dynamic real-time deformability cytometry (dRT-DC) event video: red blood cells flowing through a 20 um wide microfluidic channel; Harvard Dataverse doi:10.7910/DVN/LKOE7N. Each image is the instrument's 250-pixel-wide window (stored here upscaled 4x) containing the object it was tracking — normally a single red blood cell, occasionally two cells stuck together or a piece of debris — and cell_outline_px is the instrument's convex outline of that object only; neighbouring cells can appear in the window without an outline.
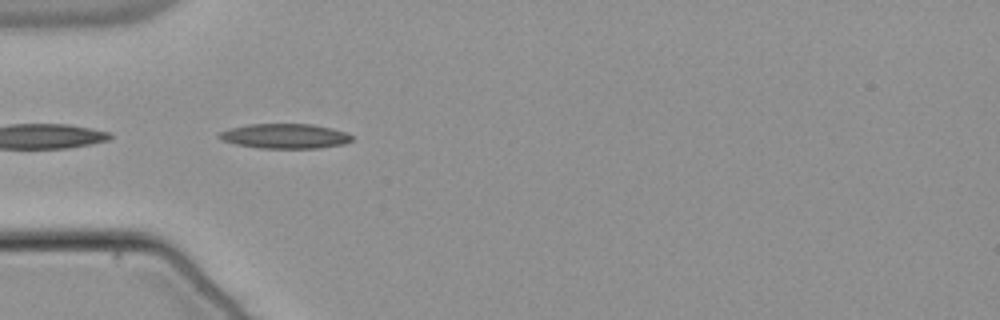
{"species": "common noctule bat (a hibernating species)", "species_latin": "Nyctalus noctula", "temperature_condition": "warm", "stored_images_in_passage": 4, "camera_frame_rate_fps": 3000, "um_per_image_px": 0.085, "animal": {"sex": "male", "body_mass_g": 21.5, "forearm_length_mm": 52.0}, "frame": {"image": 1, "passage_image": 1, "time_ms": 0.0, "image_size_px": [1000, 320], "cell_outline_px": [[352, 140], [344, 144], [320, 148], [260, 148], [236, 144], [224, 140], [216, 136], [220, 132], [228, 128], [248, 124], [312, 124], [344, 132], [352, 136]], "centroid_in_image_um": [24.19, 11.57], "position_along_channel_um": 60.8, "area_um2": 19.02}}